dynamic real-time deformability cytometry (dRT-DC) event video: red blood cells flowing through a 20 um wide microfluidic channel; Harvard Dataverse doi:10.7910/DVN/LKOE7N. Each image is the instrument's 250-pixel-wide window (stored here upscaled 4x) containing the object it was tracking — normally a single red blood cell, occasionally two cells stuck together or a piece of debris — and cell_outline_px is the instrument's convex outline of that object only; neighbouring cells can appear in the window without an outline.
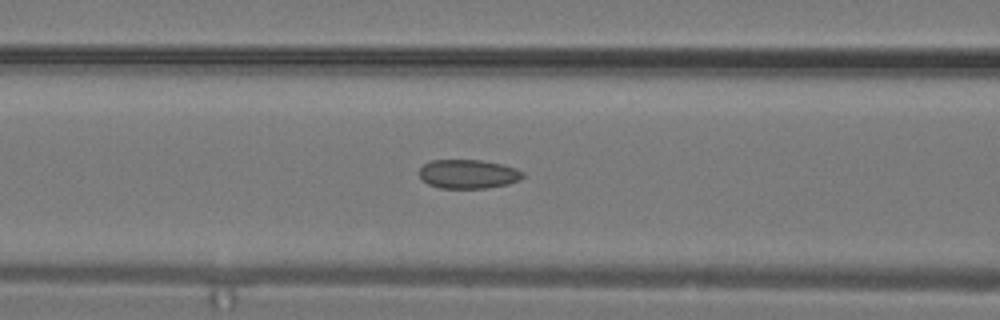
{"species": "common noctule bat (a hibernating species)", "species_latin": "Nyctalus noctula", "temperature_condition": "warm", "stored_images_in_passage": 14, "camera_frame_rate_fps": 3000, "um_per_image_px": 0.085, "animal": {"sex": "male", "body_mass_g": 19.2, "forearm_length_mm": 51.8}, "frame": {"image": 1, "passage_image": 10, "time_ms": 3.0, "image_size_px": [1000, 320], "cell_outline_px": [[524, 176], [520, 180], [508, 184], [488, 188], [440, 188], [428, 184], [420, 176], [420, 168], [424, 164], [432, 160], [480, 160], [500, 164], [516, 168], [524, 172]], "centroid_in_image_um": [39.82, 14.8], "position_along_channel_um": 126.8, "area_um2": 17.46}}
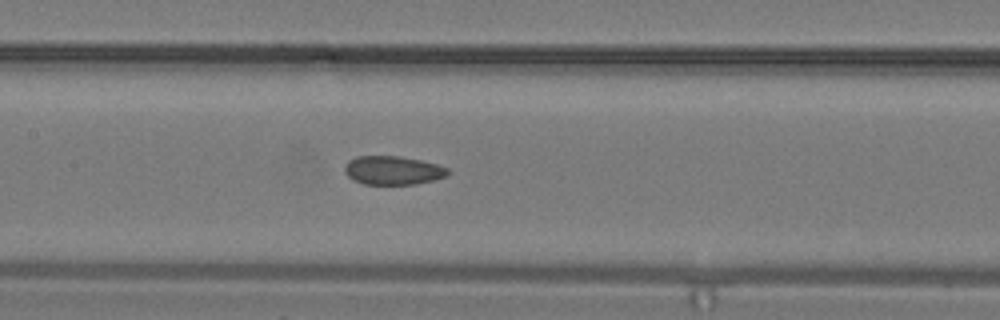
{"frame": {"image": 2, "passage_image": 12, "time_ms": 3.667, "image_size_px": [1000, 320], "cell_outline_px": [[452, 172], [444, 176], [432, 180], [416, 184], [364, 184], [352, 180], [344, 172], [344, 168], [348, 160], [356, 156], [400, 156], [420, 160], [436, 164], [448, 168]], "centroid_in_image_um": [33.37, 14.47], "position_along_channel_um": 174.0, "area_um2": 17.28}}
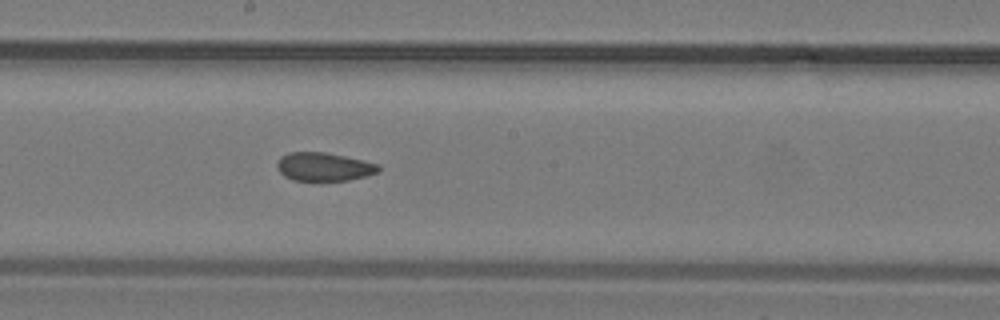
{"frame": {"image": 3, "passage_image": 14, "time_ms": 4.333, "image_size_px": [1000, 320], "cell_outline_px": [[380, 168], [376, 172], [364, 176], [348, 180], [292, 180], [284, 176], [280, 172], [276, 164], [280, 156], [288, 152], [324, 152], [364, 160], [380, 164]], "centroid_in_image_um": [27.5, 14.16], "position_along_channel_um": 220.7, "area_um2": 16.7}}